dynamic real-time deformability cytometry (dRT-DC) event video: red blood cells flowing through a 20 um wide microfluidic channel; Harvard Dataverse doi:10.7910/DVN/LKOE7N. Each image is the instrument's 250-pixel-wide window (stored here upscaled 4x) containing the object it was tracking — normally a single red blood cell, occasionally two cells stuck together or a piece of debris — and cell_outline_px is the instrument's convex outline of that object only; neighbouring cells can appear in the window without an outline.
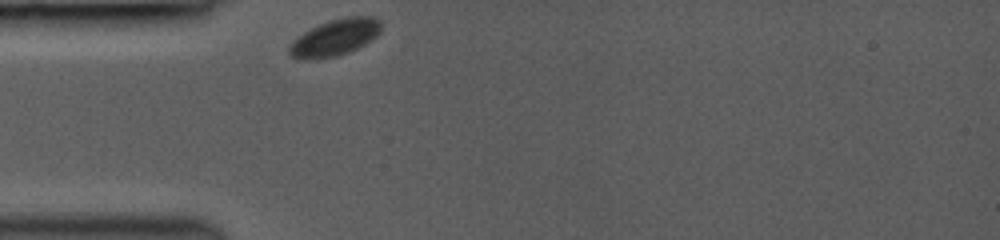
{"species": "common noctule bat (a hibernating species)", "species_latin": "Nyctalus noctula", "temperature_condition": "room temperature", "stored_images_in_passage": 25, "camera_frame_rate_fps": 3000, "um_per_image_px": 0.085, "animal": {"sex": "female", "body_mass_g": 19.0, "forearm_length_mm": 53.3}, "frame": {"image": 1, "passage_image": 1, "time_ms": 0.0, "image_size_px": [1000, 240], "cell_outline_px": [[380, 32], [372, 40], [348, 52], [336, 56], [304, 60], [292, 56], [288, 52], [288, 48], [296, 36], [328, 20], [348, 16], [372, 16], [380, 20]], "centroid_in_image_um": [28.47, 3.18], "position_along_channel_um": 56.5, "area_um2": 19.42}}
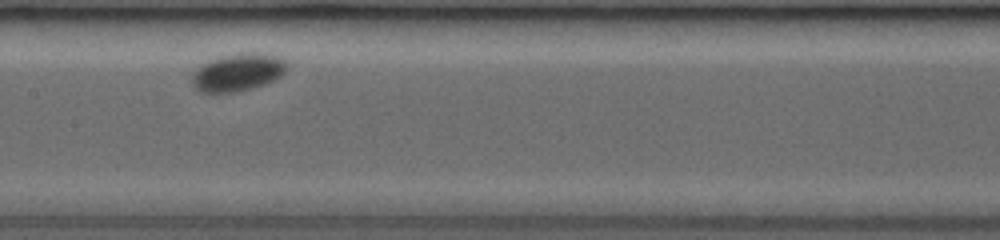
{"frame": {"image": 2, "passage_image": 10, "time_ms": 3.667, "image_size_px": [1000, 240], "cell_outline_px": [[288, 68], [280, 76], [264, 84], [236, 92], [200, 92], [192, 84], [192, 72], [200, 64], [208, 60], [240, 52], [264, 52], [276, 56], [284, 60], [288, 64]], "centroid_in_image_um": [20.2, 6.12], "position_along_channel_um": 187.2, "area_um2": 20.92}}
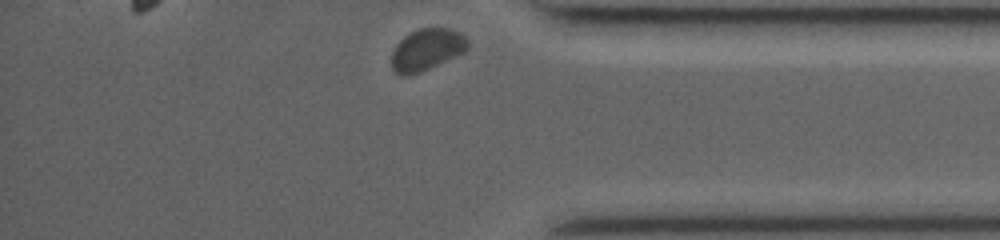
{"frame": {"image": 3, "passage_image": 25, "time_ms": 9.333, "image_size_px": [1000, 240], "cell_outline_px": [[468, 48], [464, 52], [420, 72], [408, 76], [400, 76], [392, 72], [392, 52], [396, 44], [404, 36], [420, 28], [452, 28], [460, 32], [468, 40]], "centroid_in_image_um": [36.25, 4.22], "position_along_channel_um": 398.9, "area_um2": 18.55}, "authors_computed_cell_mechanics": {"area_um2": 19.4786, "velocity_mm_per_s": 3.7348, "shape_relaxation_time_tau1_ms": 0.4199, "shape_relaxation_time_tau2_ms": null, "deformation_change_tau1": 0.0326, "deformation_change_tau2": null}}